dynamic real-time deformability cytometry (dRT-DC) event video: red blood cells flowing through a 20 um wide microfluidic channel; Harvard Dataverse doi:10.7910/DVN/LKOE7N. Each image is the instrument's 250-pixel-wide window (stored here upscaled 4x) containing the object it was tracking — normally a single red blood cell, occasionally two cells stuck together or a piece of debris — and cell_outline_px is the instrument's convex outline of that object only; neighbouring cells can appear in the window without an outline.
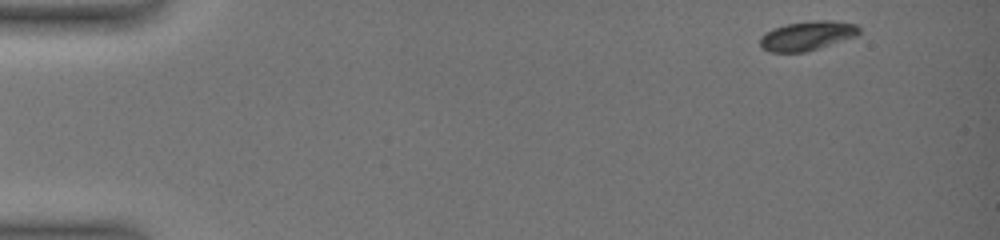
{"species": "common noctule bat (a hibernating species)", "species_latin": "Nyctalus noctula", "temperature_condition": "warm", "stored_images_in_passage": 33, "camera_frame_rate_fps": 3000, "um_per_image_px": 0.085, "animal": {"sex": "female", "body_mass_g": 19.0, "forearm_length_mm": 51.5}, "frame": {"image": 1, "passage_image": 1, "time_ms": 0.0, "image_size_px": [1000, 240], "cell_outline_px": [[860, 32], [856, 36], [804, 52], [768, 52], [760, 44], [760, 36], [764, 32], [772, 28], [788, 24], [816, 20], [832, 20], [856, 24], [860, 28]], "centroid_in_image_um": [68.59, 3.03], "position_along_channel_um": 16.4, "area_um2": 16.76}}
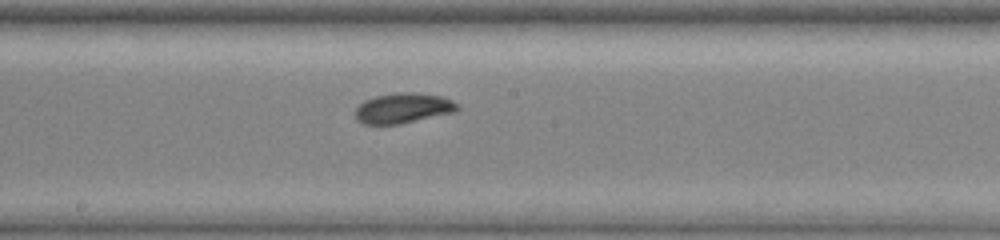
{"frame": {"image": 2, "passage_image": 19, "time_ms": 9.0, "image_size_px": [1000, 240], "cell_outline_px": [[460, 108], [456, 112], [400, 124], [364, 124], [356, 120], [356, 108], [364, 100], [376, 96], [396, 92], [416, 92], [444, 96], [460, 104]], "centroid_in_image_um": [34.32, 9.18], "position_along_channel_um": 213.9, "area_um2": 18.26}}
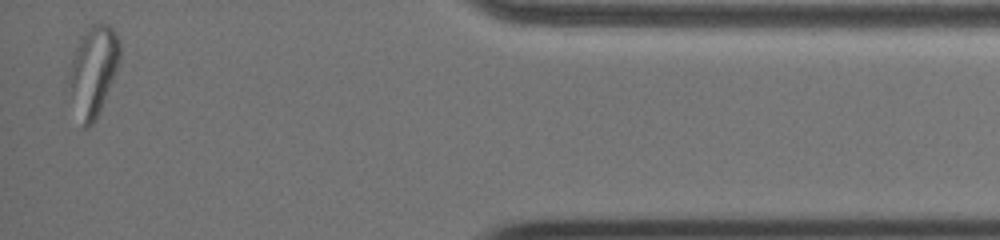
{"frame": {"image": 3, "passage_image": 33, "time_ms": 16.0, "image_size_px": [1000, 240], "cell_outline_px": [[120, 60], [104, 100], [92, 124], [88, 128], [80, 128], [64, 88], [68, 72], [76, 48], [88, 24], [108, 24], [116, 32], [120, 40]], "centroid_in_image_um": [7.85, 6.09], "position_along_channel_um": 427.4, "area_um2": 27.46}, "authors_computed_cell_mechanics": {"area_um2": 17.8024, "velocity_mm_per_s": 3.6274, "shape_relaxation_time_tau1_ms": 4.3366, "shape_relaxation_time_tau2_ms": 1.7973, "deformation_change_tau1": 0.1557, "deformation_change_tau2": 0.0358}}